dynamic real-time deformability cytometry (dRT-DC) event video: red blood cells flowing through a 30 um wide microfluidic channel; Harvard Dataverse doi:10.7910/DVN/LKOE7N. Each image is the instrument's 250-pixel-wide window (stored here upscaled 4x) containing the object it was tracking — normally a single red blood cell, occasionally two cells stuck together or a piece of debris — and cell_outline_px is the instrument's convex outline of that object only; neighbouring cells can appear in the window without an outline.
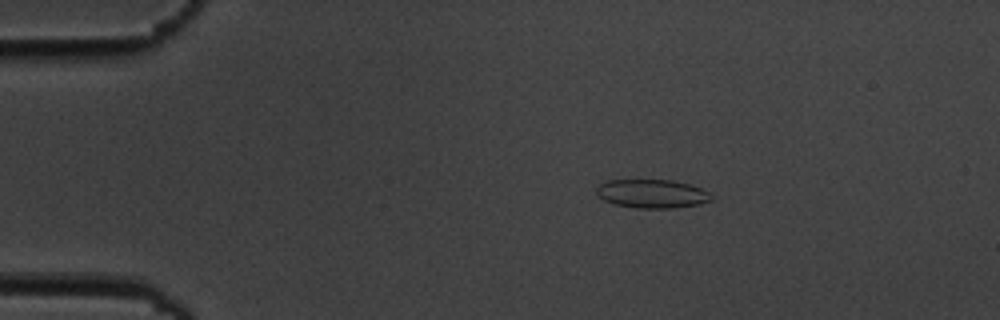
{"species": "common noctule bat (a hibernating species)", "species_latin": "Nyctalus noctula", "temperature_condition": "cold", "stored_images_in_passage": 4, "camera_frame_rate_fps": 3000, "um_per_image_px": 0.085, "animal": {"sex": "male", "body_mass_g": 19.5, "forearm_length_mm": 54.6}, "frame": {"image": 1, "passage_image": 2, "time_ms": 1.333, "image_size_px": [1000, 320], "cell_outline_px": [[712, 200], [700, 204], [672, 208], [636, 208], [616, 204], [604, 200], [596, 192], [596, 188], [600, 184], [608, 180], [672, 180], [688, 184], [700, 188], [708, 192], [712, 196]], "centroid_in_image_um": [55.43, 16.47], "position_along_channel_um": 29.6, "area_um2": 19.02}}